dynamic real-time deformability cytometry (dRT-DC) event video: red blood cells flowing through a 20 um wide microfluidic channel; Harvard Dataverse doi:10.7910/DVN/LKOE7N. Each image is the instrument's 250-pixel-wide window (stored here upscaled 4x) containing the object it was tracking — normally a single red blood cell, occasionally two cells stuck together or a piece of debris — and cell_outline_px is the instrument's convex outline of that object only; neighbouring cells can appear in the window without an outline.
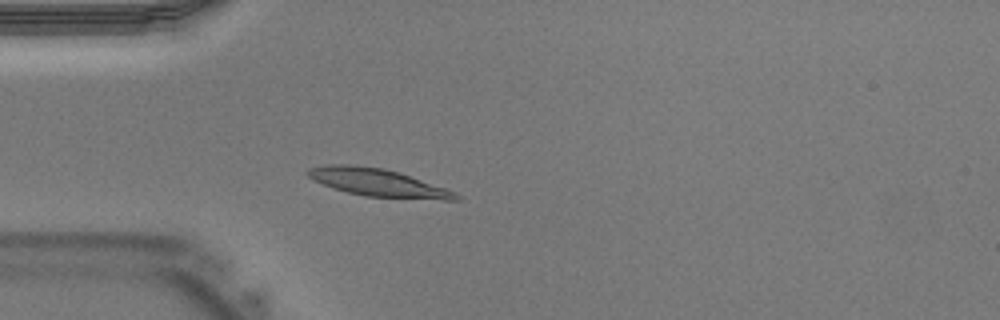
{"species": "Egyptian fruit bat (a non-hibernating species)", "species_latin": "Rousettus aegyptiacus", "temperature_condition": "warm", "stored_images_in_passage": 39, "camera_frame_rate_fps": 3000, "um_per_image_px": 0.085, "animal": {"sex": "male"}, "frame": {"image": 1, "passage_image": 9, "time_ms": 2.667, "image_size_px": [1000, 320], "cell_outline_px": [[460, 200], [444, 200], [364, 196], [332, 188], [312, 180], [304, 172], [308, 168], [324, 164], [348, 164], [384, 168], [400, 172], [456, 192], [460, 196]], "centroid_in_image_um": [32.08, 15.51], "position_along_channel_um": 52.9, "area_um2": 24.1}}
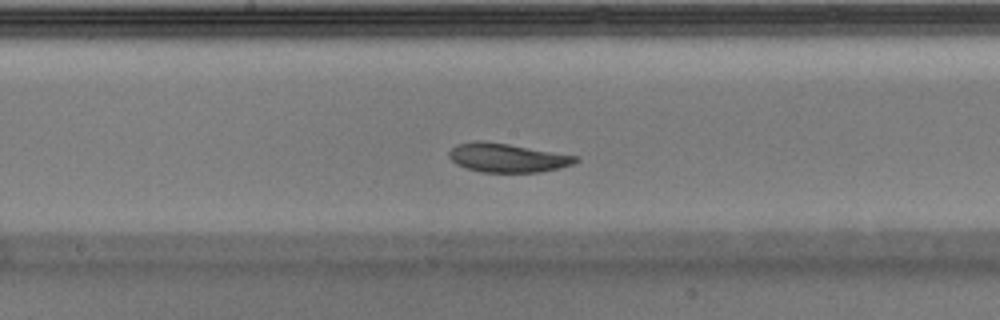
{"frame": {"image": 2, "passage_image": 19, "time_ms": 6.0, "image_size_px": [1000, 320], "cell_outline_px": [[580, 160], [572, 164], [560, 168], [540, 172], [480, 172], [456, 164], [448, 156], [448, 152], [456, 144], [472, 140], [484, 140], [580, 156]], "centroid_in_image_um": [43.12, 13.4], "position_along_channel_um": 205.1, "area_um2": 21.5}}
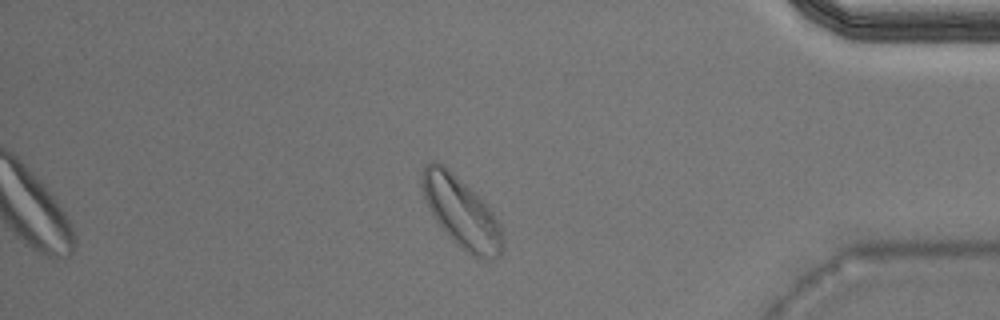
{"frame": {"image": 3, "passage_image": 33, "time_ms": 10.667, "image_size_px": [1000, 320], "cell_outline_px": [[504, 244], [500, 256], [492, 260], [484, 260], [472, 256], [456, 244], [448, 236], [436, 220], [428, 208], [420, 184], [420, 172], [424, 164], [432, 160], [436, 160], [452, 172], [492, 212], [500, 228], [504, 240]], "centroid_in_image_um": [39.17, 18.07], "position_along_channel_um": 396.0, "area_um2": 32.77}}